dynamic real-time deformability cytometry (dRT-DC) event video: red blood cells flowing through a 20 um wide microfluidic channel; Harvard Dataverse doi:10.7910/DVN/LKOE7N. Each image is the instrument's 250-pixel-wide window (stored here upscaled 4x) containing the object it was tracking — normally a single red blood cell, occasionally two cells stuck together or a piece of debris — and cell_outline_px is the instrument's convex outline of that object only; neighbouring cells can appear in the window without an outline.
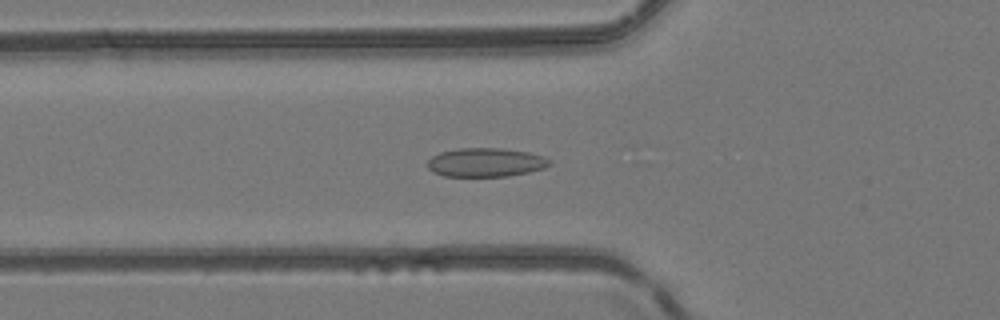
{"species": "common noctule bat (a hibernating species)", "species_latin": "Nyctalus noctula", "temperature_condition": "room temperature", "stored_images_in_passage": 43, "camera_frame_rate_fps": 3000, "um_per_image_px": 0.085, "animal": {"sex": "female", "body_mass_g": 24.6, "forearm_length_mm": 56.2}, "frame": {"image": 1, "passage_image": 11, "time_ms": 3.333, "image_size_px": [1000, 320], "cell_outline_px": [[552, 164], [544, 168], [528, 172], [508, 176], [444, 176], [432, 172], [428, 168], [428, 160], [432, 156], [440, 152], [456, 148], [500, 148], [528, 152], [544, 156], [552, 160]], "centroid_in_image_um": [41.29, 13.8], "position_along_channel_um": 84.5, "area_um2": 20.63}}
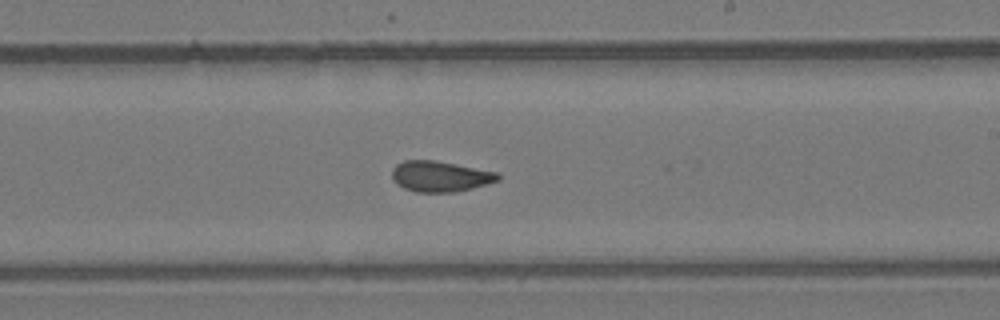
{"frame": {"image": 2, "passage_image": 23, "time_ms": 7.333, "image_size_px": [1000, 320], "cell_outline_px": [[500, 180], [488, 184], [456, 192], [416, 192], [404, 188], [396, 184], [392, 180], [392, 168], [396, 164], [404, 160], [436, 160], [500, 172]], "centroid_in_image_um": [37.43, 14.98], "position_along_channel_um": 251.6, "area_um2": 19.31}}
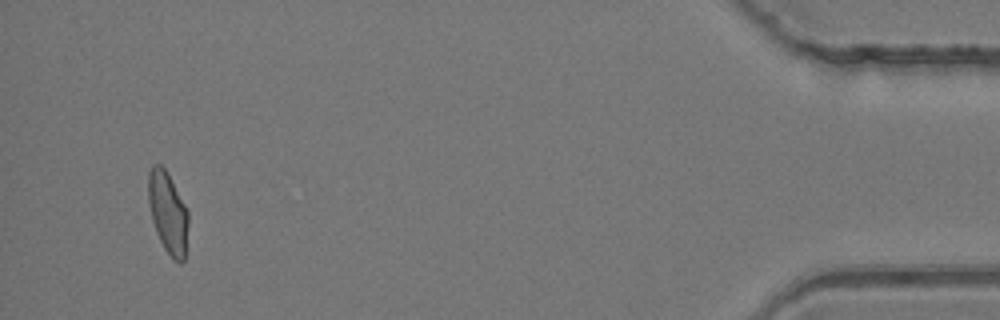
{"frame": {"image": 3, "passage_image": 41, "time_ms": 13.333, "image_size_px": [1000, 320], "cell_outline_px": [[188, 224], [184, 260], [180, 264], [172, 260], [164, 248], [156, 232], [152, 220], [148, 204], [148, 172], [152, 164], [160, 164], [164, 168], [184, 204], [188, 212]], "centroid_in_image_um": [14.25, 18.1], "position_along_channel_um": 421.0, "area_um2": 18.9}, "authors_computed_cell_mechanics": {"area_um2": 19.1318, "velocity_mm_per_s": 4.1568, "shape_relaxation_time_tau1_ms": null, "shape_relaxation_time_tau2_ms": 1.4875, "deformation_change_tau1": null, "deformation_change_tau2": 0.0498}}